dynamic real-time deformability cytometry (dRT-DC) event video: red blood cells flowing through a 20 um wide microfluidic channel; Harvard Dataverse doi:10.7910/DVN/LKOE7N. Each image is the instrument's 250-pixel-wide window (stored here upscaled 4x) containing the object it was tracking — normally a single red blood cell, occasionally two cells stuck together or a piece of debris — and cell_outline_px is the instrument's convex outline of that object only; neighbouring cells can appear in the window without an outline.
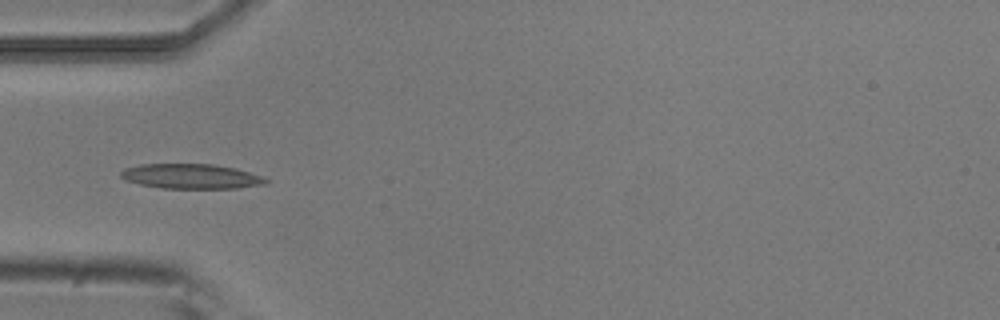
{"species": "common noctule bat (a hibernating species)", "species_latin": "Nyctalus noctula", "temperature_condition": "room temperature", "stored_images_in_passage": 8, "camera_frame_rate_fps": 3000, "um_per_image_px": 0.085, "animal": {"sex": "male", "body_mass_g": 20.5, "forearm_length_mm": 52.5}, "frame": {"image": 1, "passage_image": 5, "time_ms": 1.333, "image_size_px": [1000, 320], "cell_outline_px": [[268, 184], [236, 188], [164, 188], [140, 184], [124, 180], [120, 176], [120, 172], [124, 168], [140, 164], [212, 164], [236, 168], [260, 176], [268, 180]], "centroid_in_image_um": [16.22, 14.98], "position_along_channel_um": 68.8, "area_um2": 20.92}}
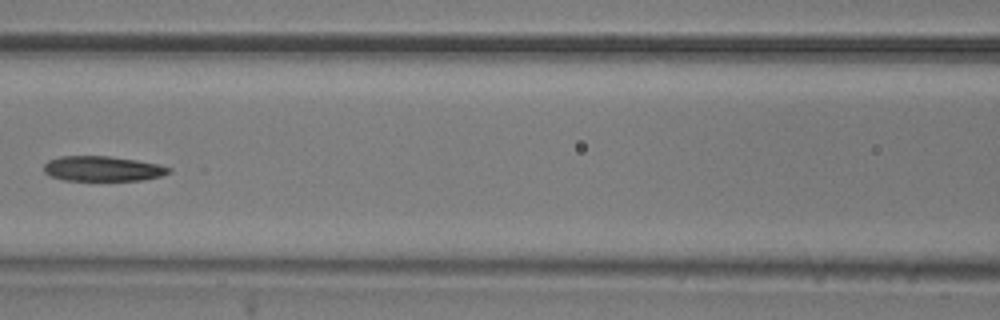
{"frame": {"image": 2, "passage_image": 7, "time_ms": 2.0, "image_size_px": [1000, 320], "cell_outline_px": [[172, 172], [160, 176], [144, 180], [64, 180], [48, 176], [44, 172], [44, 164], [48, 160], [60, 156], [108, 156], [136, 160], [156, 164], [172, 168]], "centroid_in_image_um": [8.7, 14.34], "position_along_channel_um": 157.9, "area_um2": 18.26}}
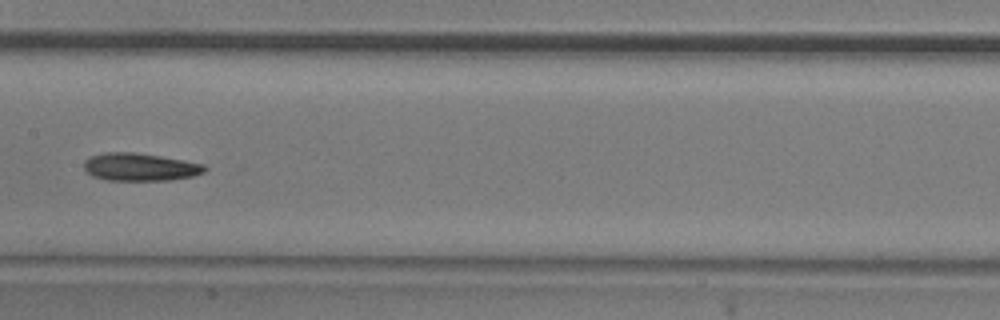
{"frame": {"image": 3, "passage_image": 8, "time_ms": 2.333, "image_size_px": [1000, 320], "cell_outline_px": [[208, 168], [204, 172], [192, 176], [172, 180], [108, 180], [92, 176], [84, 168], [84, 160], [92, 156], [104, 152], [136, 152], [184, 160], [204, 164]], "centroid_in_image_um": [11.91, 14.19], "position_along_channel_um": 195.5, "area_um2": 19.54}}